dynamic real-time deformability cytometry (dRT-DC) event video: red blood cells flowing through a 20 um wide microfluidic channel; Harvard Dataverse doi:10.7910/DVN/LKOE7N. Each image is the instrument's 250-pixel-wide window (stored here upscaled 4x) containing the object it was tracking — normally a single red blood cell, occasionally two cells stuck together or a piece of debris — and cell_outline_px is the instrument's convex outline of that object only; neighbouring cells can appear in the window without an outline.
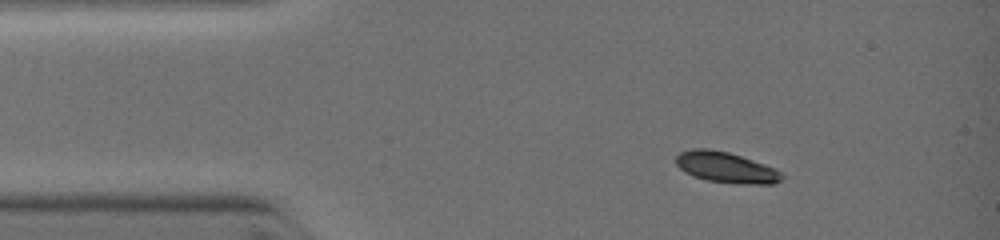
{"species": "common noctule bat (a hibernating species)", "species_latin": "Nyctalus noctula", "temperature_condition": "warm", "stored_images_in_passage": 15, "camera_frame_rate_fps": 3000, "um_per_image_px": 0.085, "animal": {"sex": "female", "body_mass_g": 19.0, "forearm_length_mm": 51.5}, "frame": {"image": 1, "passage_image": 1, "time_ms": 0.0, "image_size_px": [1000, 240], "cell_outline_px": [[784, 180], [772, 184], [740, 184], [708, 180], [692, 176], [684, 172], [676, 164], [676, 156], [680, 152], [696, 148], [708, 148], [728, 152], [764, 164], [780, 172], [784, 176]], "centroid_in_image_um": [61.7, 14.24], "position_along_channel_um": 23.3, "area_um2": 18.9}}
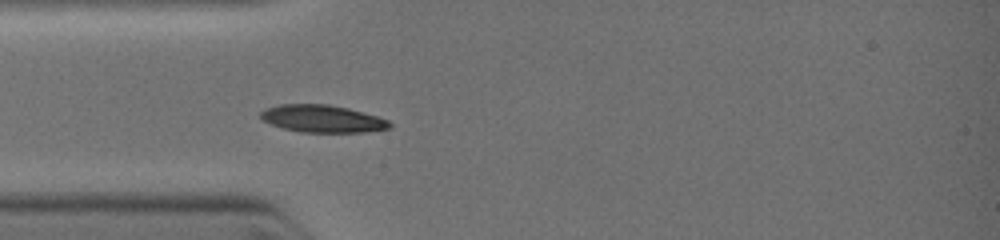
{"frame": {"image": 2, "passage_image": 9, "time_ms": 1.667, "image_size_px": [1000, 240], "cell_outline_px": [[392, 128], [364, 132], [300, 132], [284, 128], [272, 124], [264, 120], [260, 116], [260, 112], [268, 108], [280, 104], [328, 104], [348, 108], [376, 116], [388, 120], [392, 124]], "centroid_in_image_um": [27.43, 10.09], "position_along_channel_um": 57.6, "area_um2": 20.4}}